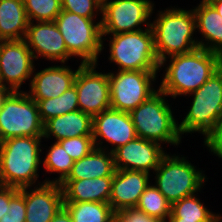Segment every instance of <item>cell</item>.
Listing matches in <instances>:
<instances>
[{
    "label": "cell",
    "instance_id": "4dcf8cb0",
    "mask_svg": "<svg viewBox=\"0 0 222 222\" xmlns=\"http://www.w3.org/2000/svg\"><path fill=\"white\" fill-rule=\"evenodd\" d=\"M58 142L73 161L87 156L95 148L92 135L67 138Z\"/></svg>",
    "mask_w": 222,
    "mask_h": 222
},
{
    "label": "cell",
    "instance_id": "83f0119b",
    "mask_svg": "<svg viewBox=\"0 0 222 222\" xmlns=\"http://www.w3.org/2000/svg\"><path fill=\"white\" fill-rule=\"evenodd\" d=\"M199 193L184 197L171 205L169 218H183L189 221H213L215 212L210 211L200 200ZM198 196V197H197Z\"/></svg>",
    "mask_w": 222,
    "mask_h": 222
},
{
    "label": "cell",
    "instance_id": "60d3db41",
    "mask_svg": "<svg viewBox=\"0 0 222 222\" xmlns=\"http://www.w3.org/2000/svg\"><path fill=\"white\" fill-rule=\"evenodd\" d=\"M219 1H222V0H201L200 3H205V4H208V5H212L213 3L219 2Z\"/></svg>",
    "mask_w": 222,
    "mask_h": 222
},
{
    "label": "cell",
    "instance_id": "484cf974",
    "mask_svg": "<svg viewBox=\"0 0 222 222\" xmlns=\"http://www.w3.org/2000/svg\"><path fill=\"white\" fill-rule=\"evenodd\" d=\"M37 105L43 124L51 118L79 110L75 85L58 97L39 100Z\"/></svg>",
    "mask_w": 222,
    "mask_h": 222
},
{
    "label": "cell",
    "instance_id": "5b68a950",
    "mask_svg": "<svg viewBox=\"0 0 222 222\" xmlns=\"http://www.w3.org/2000/svg\"><path fill=\"white\" fill-rule=\"evenodd\" d=\"M110 36L108 60L117 65V71H160L151 27Z\"/></svg>",
    "mask_w": 222,
    "mask_h": 222
},
{
    "label": "cell",
    "instance_id": "30bf717a",
    "mask_svg": "<svg viewBox=\"0 0 222 222\" xmlns=\"http://www.w3.org/2000/svg\"><path fill=\"white\" fill-rule=\"evenodd\" d=\"M154 6L151 0H109L104 3L102 16L99 17L102 29V51L105 49L106 36L150 28ZM142 25L145 28H142Z\"/></svg>",
    "mask_w": 222,
    "mask_h": 222
},
{
    "label": "cell",
    "instance_id": "5bb4252c",
    "mask_svg": "<svg viewBox=\"0 0 222 222\" xmlns=\"http://www.w3.org/2000/svg\"><path fill=\"white\" fill-rule=\"evenodd\" d=\"M92 137L96 148L113 152L137 135L129 113L109 108L93 116ZM103 141L112 145L111 149L108 145L103 146Z\"/></svg>",
    "mask_w": 222,
    "mask_h": 222
},
{
    "label": "cell",
    "instance_id": "4fadbf2b",
    "mask_svg": "<svg viewBox=\"0 0 222 222\" xmlns=\"http://www.w3.org/2000/svg\"><path fill=\"white\" fill-rule=\"evenodd\" d=\"M35 60L24 39L5 41L0 52V84L12 91L31 80Z\"/></svg>",
    "mask_w": 222,
    "mask_h": 222
},
{
    "label": "cell",
    "instance_id": "f546056e",
    "mask_svg": "<svg viewBox=\"0 0 222 222\" xmlns=\"http://www.w3.org/2000/svg\"><path fill=\"white\" fill-rule=\"evenodd\" d=\"M29 22H52L62 11L61 0H23Z\"/></svg>",
    "mask_w": 222,
    "mask_h": 222
},
{
    "label": "cell",
    "instance_id": "6da1fadb",
    "mask_svg": "<svg viewBox=\"0 0 222 222\" xmlns=\"http://www.w3.org/2000/svg\"><path fill=\"white\" fill-rule=\"evenodd\" d=\"M221 67L222 55L204 48L170 56L160 62L159 70L164 68L165 72L157 88L173 99L187 96L200 88Z\"/></svg>",
    "mask_w": 222,
    "mask_h": 222
},
{
    "label": "cell",
    "instance_id": "ee69618b",
    "mask_svg": "<svg viewBox=\"0 0 222 222\" xmlns=\"http://www.w3.org/2000/svg\"><path fill=\"white\" fill-rule=\"evenodd\" d=\"M97 1L103 5L104 3L108 2L109 0H97Z\"/></svg>",
    "mask_w": 222,
    "mask_h": 222
},
{
    "label": "cell",
    "instance_id": "2e32d148",
    "mask_svg": "<svg viewBox=\"0 0 222 222\" xmlns=\"http://www.w3.org/2000/svg\"><path fill=\"white\" fill-rule=\"evenodd\" d=\"M157 142L136 137L113 151L116 170H132L151 173L167 154Z\"/></svg>",
    "mask_w": 222,
    "mask_h": 222
},
{
    "label": "cell",
    "instance_id": "9a60e30c",
    "mask_svg": "<svg viewBox=\"0 0 222 222\" xmlns=\"http://www.w3.org/2000/svg\"><path fill=\"white\" fill-rule=\"evenodd\" d=\"M24 40L34 59L66 63L73 57L67 50L64 39L54 21L29 22Z\"/></svg>",
    "mask_w": 222,
    "mask_h": 222
},
{
    "label": "cell",
    "instance_id": "ffe728a7",
    "mask_svg": "<svg viewBox=\"0 0 222 222\" xmlns=\"http://www.w3.org/2000/svg\"><path fill=\"white\" fill-rule=\"evenodd\" d=\"M113 176L79 180H64L60 186L64 202H103L111 196Z\"/></svg>",
    "mask_w": 222,
    "mask_h": 222
},
{
    "label": "cell",
    "instance_id": "9c48e42d",
    "mask_svg": "<svg viewBox=\"0 0 222 222\" xmlns=\"http://www.w3.org/2000/svg\"><path fill=\"white\" fill-rule=\"evenodd\" d=\"M43 137L37 102L25 91H13L0 108V142L13 137Z\"/></svg>",
    "mask_w": 222,
    "mask_h": 222
},
{
    "label": "cell",
    "instance_id": "e575fe53",
    "mask_svg": "<svg viewBox=\"0 0 222 222\" xmlns=\"http://www.w3.org/2000/svg\"><path fill=\"white\" fill-rule=\"evenodd\" d=\"M204 146L210 153L222 159V119L215 125L213 131L204 139Z\"/></svg>",
    "mask_w": 222,
    "mask_h": 222
},
{
    "label": "cell",
    "instance_id": "44dd1931",
    "mask_svg": "<svg viewBox=\"0 0 222 222\" xmlns=\"http://www.w3.org/2000/svg\"><path fill=\"white\" fill-rule=\"evenodd\" d=\"M93 117L80 110L51 118L43 124V138L59 141L67 138L92 135Z\"/></svg>",
    "mask_w": 222,
    "mask_h": 222
},
{
    "label": "cell",
    "instance_id": "f35d334b",
    "mask_svg": "<svg viewBox=\"0 0 222 222\" xmlns=\"http://www.w3.org/2000/svg\"><path fill=\"white\" fill-rule=\"evenodd\" d=\"M168 222H213V221H189V220H183V218H169Z\"/></svg>",
    "mask_w": 222,
    "mask_h": 222
},
{
    "label": "cell",
    "instance_id": "836d02e7",
    "mask_svg": "<svg viewBox=\"0 0 222 222\" xmlns=\"http://www.w3.org/2000/svg\"><path fill=\"white\" fill-rule=\"evenodd\" d=\"M121 222H163L156 217L150 216L136 207L125 208L116 213Z\"/></svg>",
    "mask_w": 222,
    "mask_h": 222
},
{
    "label": "cell",
    "instance_id": "8d00e7d4",
    "mask_svg": "<svg viewBox=\"0 0 222 222\" xmlns=\"http://www.w3.org/2000/svg\"><path fill=\"white\" fill-rule=\"evenodd\" d=\"M50 222H73L68 211L62 207Z\"/></svg>",
    "mask_w": 222,
    "mask_h": 222
},
{
    "label": "cell",
    "instance_id": "7c38bea8",
    "mask_svg": "<svg viewBox=\"0 0 222 222\" xmlns=\"http://www.w3.org/2000/svg\"><path fill=\"white\" fill-rule=\"evenodd\" d=\"M98 63L79 64L74 85L79 110L92 117L111 108L108 73L96 70Z\"/></svg>",
    "mask_w": 222,
    "mask_h": 222
},
{
    "label": "cell",
    "instance_id": "ba28073f",
    "mask_svg": "<svg viewBox=\"0 0 222 222\" xmlns=\"http://www.w3.org/2000/svg\"><path fill=\"white\" fill-rule=\"evenodd\" d=\"M54 22L73 58H80L83 64L98 63L102 52L101 19L96 22L62 10Z\"/></svg>",
    "mask_w": 222,
    "mask_h": 222
},
{
    "label": "cell",
    "instance_id": "52a82bcc",
    "mask_svg": "<svg viewBox=\"0 0 222 222\" xmlns=\"http://www.w3.org/2000/svg\"><path fill=\"white\" fill-rule=\"evenodd\" d=\"M187 96H192V102L188 113L178 123L179 132L181 136L198 132L205 139L222 119V67Z\"/></svg>",
    "mask_w": 222,
    "mask_h": 222
},
{
    "label": "cell",
    "instance_id": "e0dca14e",
    "mask_svg": "<svg viewBox=\"0 0 222 222\" xmlns=\"http://www.w3.org/2000/svg\"><path fill=\"white\" fill-rule=\"evenodd\" d=\"M29 189V190H28ZM26 205L25 222H50L63 207V190L60 184L43 183L24 187Z\"/></svg>",
    "mask_w": 222,
    "mask_h": 222
},
{
    "label": "cell",
    "instance_id": "603a6c76",
    "mask_svg": "<svg viewBox=\"0 0 222 222\" xmlns=\"http://www.w3.org/2000/svg\"><path fill=\"white\" fill-rule=\"evenodd\" d=\"M115 170L113 152L95 147L87 156L74 161L65 180L114 176Z\"/></svg>",
    "mask_w": 222,
    "mask_h": 222
},
{
    "label": "cell",
    "instance_id": "d4e9b609",
    "mask_svg": "<svg viewBox=\"0 0 222 222\" xmlns=\"http://www.w3.org/2000/svg\"><path fill=\"white\" fill-rule=\"evenodd\" d=\"M73 222H111L116 213L109 203L63 202Z\"/></svg>",
    "mask_w": 222,
    "mask_h": 222
},
{
    "label": "cell",
    "instance_id": "cb8c5ba5",
    "mask_svg": "<svg viewBox=\"0 0 222 222\" xmlns=\"http://www.w3.org/2000/svg\"><path fill=\"white\" fill-rule=\"evenodd\" d=\"M28 25L23 0H0V36L5 41L24 39Z\"/></svg>",
    "mask_w": 222,
    "mask_h": 222
},
{
    "label": "cell",
    "instance_id": "ab89813d",
    "mask_svg": "<svg viewBox=\"0 0 222 222\" xmlns=\"http://www.w3.org/2000/svg\"><path fill=\"white\" fill-rule=\"evenodd\" d=\"M212 6L216 9V11L221 15L222 17V1L215 2L212 4Z\"/></svg>",
    "mask_w": 222,
    "mask_h": 222
},
{
    "label": "cell",
    "instance_id": "277c9868",
    "mask_svg": "<svg viewBox=\"0 0 222 222\" xmlns=\"http://www.w3.org/2000/svg\"><path fill=\"white\" fill-rule=\"evenodd\" d=\"M166 97L168 96L158 88L129 114L137 137L160 145L170 143L178 147L183 136L179 132V122L173 115L172 106Z\"/></svg>",
    "mask_w": 222,
    "mask_h": 222
},
{
    "label": "cell",
    "instance_id": "d6a6232c",
    "mask_svg": "<svg viewBox=\"0 0 222 222\" xmlns=\"http://www.w3.org/2000/svg\"><path fill=\"white\" fill-rule=\"evenodd\" d=\"M26 205L24 199V187L10 200L9 207L6 208L0 222H25Z\"/></svg>",
    "mask_w": 222,
    "mask_h": 222
},
{
    "label": "cell",
    "instance_id": "ac0fdd59",
    "mask_svg": "<svg viewBox=\"0 0 222 222\" xmlns=\"http://www.w3.org/2000/svg\"><path fill=\"white\" fill-rule=\"evenodd\" d=\"M29 85V91H25L35 102L39 100L55 98L62 95L67 89L74 85V81L79 70L70 68V66L55 65L43 68L35 72Z\"/></svg>",
    "mask_w": 222,
    "mask_h": 222
},
{
    "label": "cell",
    "instance_id": "8992f818",
    "mask_svg": "<svg viewBox=\"0 0 222 222\" xmlns=\"http://www.w3.org/2000/svg\"><path fill=\"white\" fill-rule=\"evenodd\" d=\"M204 172L197 169L187 157L168 153L153 172L154 185L172 205L202 190L208 179Z\"/></svg>",
    "mask_w": 222,
    "mask_h": 222
},
{
    "label": "cell",
    "instance_id": "d6986e66",
    "mask_svg": "<svg viewBox=\"0 0 222 222\" xmlns=\"http://www.w3.org/2000/svg\"><path fill=\"white\" fill-rule=\"evenodd\" d=\"M149 173L132 170H115L109 204L117 213L125 208L136 207L141 194L150 184Z\"/></svg>",
    "mask_w": 222,
    "mask_h": 222
},
{
    "label": "cell",
    "instance_id": "d590c367",
    "mask_svg": "<svg viewBox=\"0 0 222 222\" xmlns=\"http://www.w3.org/2000/svg\"><path fill=\"white\" fill-rule=\"evenodd\" d=\"M19 192L18 188L0 185V219L9 207L10 200Z\"/></svg>",
    "mask_w": 222,
    "mask_h": 222
},
{
    "label": "cell",
    "instance_id": "7a4b0ae2",
    "mask_svg": "<svg viewBox=\"0 0 222 222\" xmlns=\"http://www.w3.org/2000/svg\"><path fill=\"white\" fill-rule=\"evenodd\" d=\"M42 139L25 136L0 142V185L20 189L45 183L37 179L43 158Z\"/></svg>",
    "mask_w": 222,
    "mask_h": 222
},
{
    "label": "cell",
    "instance_id": "8fae6325",
    "mask_svg": "<svg viewBox=\"0 0 222 222\" xmlns=\"http://www.w3.org/2000/svg\"><path fill=\"white\" fill-rule=\"evenodd\" d=\"M160 71H110L111 108L130 113L158 89L155 84ZM154 82V83H153Z\"/></svg>",
    "mask_w": 222,
    "mask_h": 222
},
{
    "label": "cell",
    "instance_id": "74e56055",
    "mask_svg": "<svg viewBox=\"0 0 222 222\" xmlns=\"http://www.w3.org/2000/svg\"><path fill=\"white\" fill-rule=\"evenodd\" d=\"M13 91L0 84V108L3 106L4 101L8 98V96L12 93Z\"/></svg>",
    "mask_w": 222,
    "mask_h": 222
},
{
    "label": "cell",
    "instance_id": "4316f807",
    "mask_svg": "<svg viewBox=\"0 0 222 222\" xmlns=\"http://www.w3.org/2000/svg\"><path fill=\"white\" fill-rule=\"evenodd\" d=\"M43 168L46 173L52 174L57 173L59 176L57 178L45 179V183H56L61 184L70 174L72 166L74 164L73 159L67 154V152L62 148L58 141L49 146L47 154L42 160Z\"/></svg>",
    "mask_w": 222,
    "mask_h": 222
},
{
    "label": "cell",
    "instance_id": "1f68e13d",
    "mask_svg": "<svg viewBox=\"0 0 222 222\" xmlns=\"http://www.w3.org/2000/svg\"><path fill=\"white\" fill-rule=\"evenodd\" d=\"M62 10L96 20L102 16V4L97 0H61Z\"/></svg>",
    "mask_w": 222,
    "mask_h": 222
},
{
    "label": "cell",
    "instance_id": "f1b7e54d",
    "mask_svg": "<svg viewBox=\"0 0 222 222\" xmlns=\"http://www.w3.org/2000/svg\"><path fill=\"white\" fill-rule=\"evenodd\" d=\"M136 208L163 222L168 221L171 215V204L152 182L141 194Z\"/></svg>",
    "mask_w": 222,
    "mask_h": 222
},
{
    "label": "cell",
    "instance_id": "b9f144b4",
    "mask_svg": "<svg viewBox=\"0 0 222 222\" xmlns=\"http://www.w3.org/2000/svg\"><path fill=\"white\" fill-rule=\"evenodd\" d=\"M213 222H222V216L218 213H215Z\"/></svg>",
    "mask_w": 222,
    "mask_h": 222
},
{
    "label": "cell",
    "instance_id": "f6af8a7d",
    "mask_svg": "<svg viewBox=\"0 0 222 222\" xmlns=\"http://www.w3.org/2000/svg\"><path fill=\"white\" fill-rule=\"evenodd\" d=\"M111 222H121L117 217H115Z\"/></svg>",
    "mask_w": 222,
    "mask_h": 222
},
{
    "label": "cell",
    "instance_id": "7bdbcfd3",
    "mask_svg": "<svg viewBox=\"0 0 222 222\" xmlns=\"http://www.w3.org/2000/svg\"><path fill=\"white\" fill-rule=\"evenodd\" d=\"M5 40L0 36V52H1V48L2 45L4 44Z\"/></svg>",
    "mask_w": 222,
    "mask_h": 222
},
{
    "label": "cell",
    "instance_id": "7402d4cb",
    "mask_svg": "<svg viewBox=\"0 0 222 222\" xmlns=\"http://www.w3.org/2000/svg\"><path fill=\"white\" fill-rule=\"evenodd\" d=\"M196 30L202 35L199 48L222 55V17L212 5L199 3L194 9Z\"/></svg>",
    "mask_w": 222,
    "mask_h": 222
},
{
    "label": "cell",
    "instance_id": "3957f363",
    "mask_svg": "<svg viewBox=\"0 0 222 222\" xmlns=\"http://www.w3.org/2000/svg\"><path fill=\"white\" fill-rule=\"evenodd\" d=\"M170 7L157 11L158 14L151 22L159 62L199 48L198 39L193 37L197 32L193 9Z\"/></svg>",
    "mask_w": 222,
    "mask_h": 222
}]
</instances>
